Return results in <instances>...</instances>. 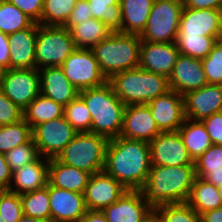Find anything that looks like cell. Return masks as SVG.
Instances as JSON below:
<instances>
[{
	"instance_id": "cell-1",
	"label": "cell",
	"mask_w": 222,
	"mask_h": 222,
	"mask_svg": "<svg viewBox=\"0 0 222 222\" xmlns=\"http://www.w3.org/2000/svg\"><path fill=\"white\" fill-rule=\"evenodd\" d=\"M151 169L149 144L122 136L110 139L104 171L128 190H141Z\"/></svg>"
},
{
	"instance_id": "cell-2",
	"label": "cell",
	"mask_w": 222,
	"mask_h": 222,
	"mask_svg": "<svg viewBox=\"0 0 222 222\" xmlns=\"http://www.w3.org/2000/svg\"><path fill=\"white\" fill-rule=\"evenodd\" d=\"M196 177L195 165L151 166L141 191L152 207L185 203Z\"/></svg>"
},
{
	"instance_id": "cell-3",
	"label": "cell",
	"mask_w": 222,
	"mask_h": 222,
	"mask_svg": "<svg viewBox=\"0 0 222 222\" xmlns=\"http://www.w3.org/2000/svg\"><path fill=\"white\" fill-rule=\"evenodd\" d=\"M79 97L91 114L92 133L108 140L120 136L126 105L115 95L108 82L100 87L79 91Z\"/></svg>"
},
{
	"instance_id": "cell-4",
	"label": "cell",
	"mask_w": 222,
	"mask_h": 222,
	"mask_svg": "<svg viewBox=\"0 0 222 222\" xmlns=\"http://www.w3.org/2000/svg\"><path fill=\"white\" fill-rule=\"evenodd\" d=\"M115 95L125 104H148L170 91L167 76L140 67L118 72L108 79Z\"/></svg>"
},
{
	"instance_id": "cell-5",
	"label": "cell",
	"mask_w": 222,
	"mask_h": 222,
	"mask_svg": "<svg viewBox=\"0 0 222 222\" xmlns=\"http://www.w3.org/2000/svg\"><path fill=\"white\" fill-rule=\"evenodd\" d=\"M141 42L140 35L115 31L91 50L102 73L109 79L118 72L139 67Z\"/></svg>"
},
{
	"instance_id": "cell-6",
	"label": "cell",
	"mask_w": 222,
	"mask_h": 222,
	"mask_svg": "<svg viewBox=\"0 0 222 222\" xmlns=\"http://www.w3.org/2000/svg\"><path fill=\"white\" fill-rule=\"evenodd\" d=\"M108 141L106 137L92 132L77 133L56 159L91 175L101 172L105 167Z\"/></svg>"
},
{
	"instance_id": "cell-7",
	"label": "cell",
	"mask_w": 222,
	"mask_h": 222,
	"mask_svg": "<svg viewBox=\"0 0 222 222\" xmlns=\"http://www.w3.org/2000/svg\"><path fill=\"white\" fill-rule=\"evenodd\" d=\"M76 49L70 31L63 26L38 24L35 68L61 66Z\"/></svg>"
},
{
	"instance_id": "cell-8",
	"label": "cell",
	"mask_w": 222,
	"mask_h": 222,
	"mask_svg": "<svg viewBox=\"0 0 222 222\" xmlns=\"http://www.w3.org/2000/svg\"><path fill=\"white\" fill-rule=\"evenodd\" d=\"M183 0H154L142 41L176 42Z\"/></svg>"
},
{
	"instance_id": "cell-9",
	"label": "cell",
	"mask_w": 222,
	"mask_h": 222,
	"mask_svg": "<svg viewBox=\"0 0 222 222\" xmlns=\"http://www.w3.org/2000/svg\"><path fill=\"white\" fill-rule=\"evenodd\" d=\"M60 67L78 91L100 87L108 82L91 49L76 48Z\"/></svg>"
},
{
	"instance_id": "cell-10",
	"label": "cell",
	"mask_w": 222,
	"mask_h": 222,
	"mask_svg": "<svg viewBox=\"0 0 222 222\" xmlns=\"http://www.w3.org/2000/svg\"><path fill=\"white\" fill-rule=\"evenodd\" d=\"M76 134L64 116L40 123L32 129V138L38 152L47 159L57 158Z\"/></svg>"
},
{
	"instance_id": "cell-11",
	"label": "cell",
	"mask_w": 222,
	"mask_h": 222,
	"mask_svg": "<svg viewBox=\"0 0 222 222\" xmlns=\"http://www.w3.org/2000/svg\"><path fill=\"white\" fill-rule=\"evenodd\" d=\"M0 90L24 110L40 94V75L36 68L8 69L0 80Z\"/></svg>"
},
{
	"instance_id": "cell-12",
	"label": "cell",
	"mask_w": 222,
	"mask_h": 222,
	"mask_svg": "<svg viewBox=\"0 0 222 222\" xmlns=\"http://www.w3.org/2000/svg\"><path fill=\"white\" fill-rule=\"evenodd\" d=\"M148 144L151 166L195 165L178 131L161 132Z\"/></svg>"
},
{
	"instance_id": "cell-13",
	"label": "cell",
	"mask_w": 222,
	"mask_h": 222,
	"mask_svg": "<svg viewBox=\"0 0 222 222\" xmlns=\"http://www.w3.org/2000/svg\"><path fill=\"white\" fill-rule=\"evenodd\" d=\"M177 35L213 36L222 39V10L184 7Z\"/></svg>"
},
{
	"instance_id": "cell-14",
	"label": "cell",
	"mask_w": 222,
	"mask_h": 222,
	"mask_svg": "<svg viewBox=\"0 0 222 222\" xmlns=\"http://www.w3.org/2000/svg\"><path fill=\"white\" fill-rule=\"evenodd\" d=\"M126 189L104 170L93 173L87 182L83 196L87 210H100L115 203Z\"/></svg>"
},
{
	"instance_id": "cell-15",
	"label": "cell",
	"mask_w": 222,
	"mask_h": 222,
	"mask_svg": "<svg viewBox=\"0 0 222 222\" xmlns=\"http://www.w3.org/2000/svg\"><path fill=\"white\" fill-rule=\"evenodd\" d=\"M147 105L161 132H176L186 120L183 96L176 91L170 90Z\"/></svg>"
},
{
	"instance_id": "cell-16",
	"label": "cell",
	"mask_w": 222,
	"mask_h": 222,
	"mask_svg": "<svg viewBox=\"0 0 222 222\" xmlns=\"http://www.w3.org/2000/svg\"><path fill=\"white\" fill-rule=\"evenodd\" d=\"M161 131L158 129L147 104L126 105L120 136L151 142Z\"/></svg>"
},
{
	"instance_id": "cell-17",
	"label": "cell",
	"mask_w": 222,
	"mask_h": 222,
	"mask_svg": "<svg viewBox=\"0 0 222 222\" xmlns=\"http://www.w3.org/2000/svg\"><path fill=\"white\" fill-rule=\"evenodd\" d=\"M183 100L186 118L202 121L222 111V85L206 84L184 94Z\"/></svg>"
},
{
	"instance_id": "cell-18",
	"label": "cell",
	"mask_w": 222,
	"mask_h": 222,
	"mask_svg": "<svg viewBox=\"0 0 222 222\" xmlns=\"http://www.w3.org/2000/svg\"><path fill=\"white\" fill-rule=\"evenodd\" d=\"M179 55L180 52L175 42L155 43L142 41L139 67L145 71L161 74L169 78Z\"/></svg>"
},
{
	"instance_id": "cell-19",
	"label": "cell",
	"mask_w": 222,
	"mask_h": 222,
	"mask_svg": "<svg viewBox=\"0 0 222 222\" xmlns=\"http://www.w3.org/2000/svg\"><path fill=\"white\" fill-rule=\"evenodd\" d=\"M51 222H79L87 212L83 194L49 184Z\"/></svg>"
},
{
	"instance_id": "cell-20",
	"label": "cell",
	"mask_w": 222,
	"mask_h": 222,
	"mask_svg": "<svg viewBox=\"0 0 222 222\" xmlns=\"http://www.w3.org/2000/svg\"><path fill=\"white\" fill-rule=\"evenodd\" d=\"M152 210L141 190H127L102 212L107 222H141Z\"/></svg>"
},
{
	"instance_id": "cell-21",
	"label": "cell",
	"mask_w": 222,
	"mask_h": 222,
	"mask_svg": "<svg viewBox=\"0 0 222 222\" xmlns=\"http://www.w3.org/2000/svg\"><path fill=\"white\" fill-rule=\"evenodd\" d=\"M168 79L170 90L176 91L182 96L208 84L201 60L182 54L178 56Z\"/></svg>"
},
{
	"instance_id": "cell-22",
	"label": "cell",
	"mask_w": 222,
	"mask_h": 222,
	"mask_svg": "<svg viewBox=\"0 0 222 222\" xmlns=\"http://www.w3.org/2000/svg\"><path fill=\"white\" fill-rule=\"evenodd\" d=\"M40 94L61 104L63 107L79 96V91L70 83L60 66L38 70Z\"/></svg>"
},
{
	"instance_id": "cell-23",
	"label": "cell",
	"mask_w": 222,
	"mask_h": 222,
	"mask_svg": "<svg viewBox=\"0 0 222 222\" xmlns=\"http://www.w3.org/2000/svg\"><path fill=\"white\" fill-rule=\"evenodd\" d=\"M38 23L8 35L10 45V69L35 68L36 37Z\"/></svg>"
},
{
	"instance_id": "cell-24",
	"label": "cell",
	"mask_w": 222,
	"mask_h": 222,
	"mask_svg": "<svg viewBox=\"0 0 222 222\" xmlns=\"http://www.w3.org/2000/svg\"><path fill=\"white\" fill-rule=\"evenodd\" d=\"M48 168L49 159L40 156L36 161L12 172L8 190L22 195L46 187Z\"/></svg>"
},
{
	"instance_id": "cell-25",
	"label": "cell",
	"mask_w": 222,
	"mask_h": 222,
	"mask_svg": "<svg viewBox=\"0 0 222 222\" xmlns=\"http://www.w3.org/2000/svg\"><path fill=\"white\" fill-rule=\"evenodd\" d=\"M90 173L82 169L49 159L48 183L60 189L84 193Z\"/></svg>"
},
{
	"instance_id": "cell-26",
	"label": "cell",
	"mask_w": 222,
	"mask_h": 222,
	"mask_svg": "<svg viewBox=\"0 0 222 222\" xmlns=\"http://www.w3.org/2000/svg\"><path fill=\"white\" fill-rule=\"evenodd\" d=\"M154 0H120L122 33L141 35L146 28Z\"/></svg>"
},
{
	"instance_id": "cell-27",
	"label": "cell",
	"mask_w": 222,
	"mask_h": 222,
	"mask_svg": "<svg viewBox=\"0 0 222 222\" xmlns=\"http://www.w3.org/2000/svg\"><path fill=\"white\" fill-rule=\"evenodd\" d=\"M178 132L193 161L213 144L202 121L186 118Z\"/></svg>"
},
{
	"instance_id": "cell-28",
	"label": "cell",
	"mask_w": 222,
	"mask_h": 222,
	"mask_svg": "<svg viewBox=\"0 0 222 222\" xmlns=\"http://www.w3.org/2000/svg\"><path fill=\"white\" fill-rule=\"evenodd\" d=\"M69 31L75 47L85 49H92L114 32L101 20L95 18L78 23Z\"/></svg>"
},
{
	"instance_id": "cell-29",
	"label": "cell",
	"mask_w": 222,
	"mask_h": 222,
	"mask_svg": "<svg viewBox=\"0 0 222 222\" xmlns=\"http://www.w3.org/2000/svg\"><path fill=\"white\" fill-rule=\"evenodd\" d=\"M187 203L200 215L204 212L222 207L217 187L196 177Z\"/></svg>"
},
{
	"instance_id": "cell-30",
	"label": "cell",
	"mask_w": 222,
	"mask_h": 222,
	"mask_svg": "<svg viewBox=\"0 0 222 222\" xmlns=\"http://www.w3.org/2000/svg\"><path fill=\"white\" fill-rule=\"evenodd\" d=\"M23 111V119L33 129L40 123L62 117L64 107L39 94Z\"/></svg>"
},
{
	"instance_id": "cell-31",
	"label": "cell",
	"mask_w": 222,
	"mask_h": 222,
	"mask_svg": "<svg viewBox=\"0 0 222 222\" xmlns=\"http://www.w3.org/2000/svg\"><path fill=\"white\" fill-rule=\"evenodd\" d=\"M93 18L101 20L112 31L122 33L120 0H88Z\"/></svg>"
},
{
	"instance_id": "cell-32",
	"label": "cell",
	"mask_w": 222,
	"mask_h": 222,
	"mask_svg": "<svg viewBox=\"0 0 222 222\" xmlns=\"http://www.w3.org/2000/svg\"><path fill=\"white\" fill-rule=\"evenodd\" d=\"M217 41L213 36L177 35L175 43L180 54L202 60L212 51Z\"/></svg>"
},
{
	"instance_id": "cell-33",
	"label": "cell",
	"mask_w": 222,
	"mask_h": 222,
	"mask_svg": "<svg viewBox=\"0 0 222 222\" xmlns=\"http://www.w3.org/2000/svg\"><path fill=\"white\" fill-rule=\"evenodd\" d=\"M20 197L24 215L51 221L49 183L42 189L22 194Z\"/></svg>"
},
{
	"instance_id": "cell-34",
	"label": "cell",
	"mask_w": 222,
	"mask_h": 222,
	"mask_svg": "<svg viewBox=\"0 0 222 222\" xmlns=\"http://www.w3.org/2000/svg\"><path fill=\"white\" fill-rule=\"evenodd\" d=\"M34 21L7 0H0V31L12 34L29 28Z\"/></svg>"
},
{
	"instance_id": "cell-35",
	"label": "cell",
	"mask_w": 222,
	"mask_h": 222,
	"mask_svg": "<svg viewBox=\"0 0 222 222\" xmlns=\"http://www.w3.org/2000/svg\"><path fill=\"white\" fill-rule=\"evenodd\" d=\"M32 139V128L24 119L17 123L0 126V153L23 145Z\"/></svg>"
},
{
	"instance_id": "cell-36",
	"label": "cell",
	"mask_w": 222,
	"mask_h": 222,
	"mask_svg": "<svg viewBox=\"0 0 222 222\" xmlns=\"http://www.w3.org/2000/svg\"><path fill=\"white\" fill-rule=\"evenodd\" d=\"M76 0H44L41 25L63 26L75 6Z\"/></svg>"
},
{
	"instance_id": "cell-37",
	"label": "cell",
	"mask_w": 222,
	"mask_h": 222,
	"mask_svg": "<svg viewBox=\"0 0 222 222\" xmlns=\"http://www.w3.org/2000/svg\"><path fill=\"white\" fill-rule=\"evenodd\" d=\"M160 222H201L200 215L187 203L162 204L153 207Z\"/></svg>"
},
{
	"instance_id": "cell-38",
	"label": "cell",
	"mask_w": 222,
	"mask_h": 222,
	"mask_svg": "<svg viewBox=\"0 0 222 222\" xmlns=\"http://www.w3.org/2000/svg\"><path fill=\"white\" fill-rule=\"evenodd\" d=\"M63 116L77 133L91 132L92 117L79 96L64 106Z\"/></svg>"
},
{
	"instance_id": "cell-39",
	"label": "cell",
	"mask_w": 222,
	"mask_h": 222,
	"mask_svg": "<svg viewBox=\"0 0 222 222\" xmlns=\"http://www.w3.org/2000/svg\"><path fill=\"white\" fill-rule=\"evenodd\" d=\"M4 155L12 172L36 161L40 157L33 138L29 142L11 149Z\"/></svg>"
},
{
	"instance_id": "cell-40",
	"label": "cell",
	"mask_w": 222,
	"mask_h": 222,
	"mask_svg": "<svg viewBox=\"0 0 222 222\" xmlns=\"http://www.w3.org/2000/svg\"><path fill=\"white\" fill-rule=\"evenodd\" d=\"M201 62L207 83L222 85V39L215 43L212 51Z\"/></svg>"
},
{
	"instance_id": "cell-41",
	"label": "cell",
	"mask_w": 222,
	"mask_h": 222,
	"mask_svg": "<svg viewBox=\"0 0 222 222\" xmlns=\"http://www.w3.org/2000/svg\"><path fill=\"white\" fill-rule=\"evenodd\" d=\"M0 215L5 222H17L24 215L21 197L9 190L0 191Z\"/></svg>"
},
{
	"instance_id": "cell-42",
	"label": "cell",
	"mask_w": 222,
	"mask_h": 222,
	"mask_svg": "<svg viewBox=\"0 0 222 222\" xmlns=\"http://www.w3.org/2000/svg\"><path fill=\"white\" fill-rule=\"evenodd\" d=\"M194 163L196 172L222 171V145L212 144Z\"/></svg>"
},
{
	"instance_id": "cell-43",
	"label": "cell",
	"mask_w": 222,
	"mask_h": 222,
	"mask_svg": "<svg viewBox=\"0 0 222 222\" xmlns=\"http://www.w3.org/2000/svg\"><path fill=\"white\" fill-rule=\"evenodd\" d=\"M23 112L0 90V126L19 122L23 119Z\"/></svg>"
},
{
	"instance_id": "cell-44",
	"label": "cell",
	"mask_w": 222,
	"mask_h": 222,
	"mask_svg": "<svg viewBox=\"0 0 222 222\" xmlns=\"http://www.w3.org/2000/svg\"><path fill=\"white\" fill-rule=\"evenodd\" d=\"M89 9L90 8L88 0H76L75 6L63 27L70 30L73 26L77 25L78 23L84 22L88 19H93V16Z\"/></svg>"
},
{
	"instance_id": "cell-45",
	"label": "cell",
	"mask_w": 222,
	"mask_h": 222,
	"mask_svg": "<svg viewBox=\"0 0 222 222\" xmlns=\"http://www.w3.org/2000/svg\"><path fill=\"white\" fill-rule=\"evenodd\" d=\"M14 4L23 13L29 16L35 23L41 24V14L44 0H7Z\"/></svg>"
},
{
	"instance_id": "cell-46",
	"label": "cell",
	"mask_w": 222,
	"mask_h": 222,
	"mask_svg": "<svg viewBox=\"0 0 222 222\" xmlns=\"http://www.w3.org/2000/svg\"><path fill=\"white\" fill-rule=\"evenodd\" d=\"M213 144L222 145V111L202 120Z\"/></svg>"
},
{
	"instance_id": "cell-47",
	"label": "cell",
	"mask_w": 222,
	"mask_h": 222,
	"mask_svg": "<svg viewBox=\"0 0 222 222\" xmlns=\"http://www.w3.org/2000/svg\"><path fill=\"white\" fill-rule=\"evenodd\" d=\"M184 7L222 10V0H183Z\"/></svg>"
},
{
	"instance_id": "cell-48",
	"label": "cell",
	"mask_w": 222,
	"mask_h": 222,
	"mask_svg": "<svg viewBox=\"0 0 222 222\" xmlns=\"http://www.w3.org/2000/svg\"><path fill=\"white\" fill-rule=\"evenodd\" d=\"M11 178L12 171L5 160V155L0 153V191L9 189Z\"/></svg>"
},
{
	"instance_id": "cell-49",
	"label": "cell",
	"mask_w": 222,
	"mask_h": 222,
	"mask_svg": "<svg viewBox=\"0 0 222 222\" xmlns=\"http://www.w3.org/2000/svg\"><path fill=\"white\" fill-rule=\"evenodd\" d=\"M0 65L10 69V45L8 35L0 31Z\"/></svg>"
},
{
	"instance_id": "cell-50",
	"label": "cell",
	"mask_w": 222,
	"mask_h": 222,
	"mask_svg": "<svg viewBox=\"0 0 222 222\" xmlns=\"http://www.w3.org/2000/svg\"><path fill=\"white\" fill-rule=\"evenodd\" d=\"M196 176L216 187L222 185V171L218 172H196Z\"/></svg>"
},
{
	"instance_id": "cell-51",
	"label": "cell",
	"mask_w": 222,
	"mask_h": 222,
	"mask_svg": "<svg viewBox=\"0 0 222 222\" xmlns=\"http://www.w3.org/2000/svg\"><path fill=\"white\" fill-rule=\"evenodd\" d=\"M79 222H107V219L100 210H87Z\"/></svg>"
},
{
	"instance_id": "cell-52",
	"label": "cell",
	"mask_w": 222,
	"mask_h": 222,
	"mask_svg": "<svg viewBox=\"0 0 222 222\" xmlns=\"http://www.w3.org/2000/svg\"><path fill=\"white\" fill-rule=\"evenodd\" d=\"M201 222H222V207L200 214Z\"/></svg>"
},
{
	"instance_id": "cell-53",
	"label": "cell",
	"mask_w": 222,
	"mask_h": 222,
	"mask_svg": "<svg viewBox=\"0 0 222 222\" xmlns=\"http://www.w3.org/2000/svg\"><path fill=\"white\" fill-rule=\"evenodd\" d=\"M141 222H160L158 214L152 210Z\"/></svg>"
},
{
	"instance_id": "cell-54",
	"label": "cell",
	"mask_w": 222,
	"mask_h": 222,
	"mask_svg": "<svg viewBox=\"0 0 222 222\" xmlns=\"http://www.w3.org/2000/svg\"><path fill=\"white\" fill-rule=\"evenodd\" d=\"M17 222H51V221L42 220V219H38V218H34V217L23 215L20 218V220L17 221Z\"/></svg>"
},
{
	"instance_id": "cell-55",
	"label": "cell",
	"mask_w": 222,
	"mask_h": 222,
	"mask_svg": "<svg viewBox=\"0 0 222 222\" xmlns=\"http://www.w3.org/2000/svg\"><path fill=\"white\" fill-rule=\"evenodd\" d=\"M5 71H6V69L2 65H0V80L4 76Z\"/></svg>"
},
{
	"instance_id": "cell-56",
	"label": "cell",
	"mask_w": 222,
	"mask_h": 222,
	"mask_svg": "<svg viewBox=\"0 0 222 222\" xmlns=\"http://www.w3.org/2000/svg\"><path fill=\"white\" fill-rule=\"evenodd\" d=\"M217 189H218V194L220 195L222 201V185L218 186Z\"/></svg>"
},
{
	"instance_id": "cell-57",
	"label": "cell",
	"mask_w": 222,
	"mask_h": 222,
	"mask_svg": "<svg viewBox=\"0 0 222 222\" xmlns=\"http://www.w3.org/2000/svg\"><path fill=\"white\" fill-rule=\"evenodd\" d=\"M0 222H5V221L2 219L1 215H0Z\"/></svg>"
}]
</instances>
